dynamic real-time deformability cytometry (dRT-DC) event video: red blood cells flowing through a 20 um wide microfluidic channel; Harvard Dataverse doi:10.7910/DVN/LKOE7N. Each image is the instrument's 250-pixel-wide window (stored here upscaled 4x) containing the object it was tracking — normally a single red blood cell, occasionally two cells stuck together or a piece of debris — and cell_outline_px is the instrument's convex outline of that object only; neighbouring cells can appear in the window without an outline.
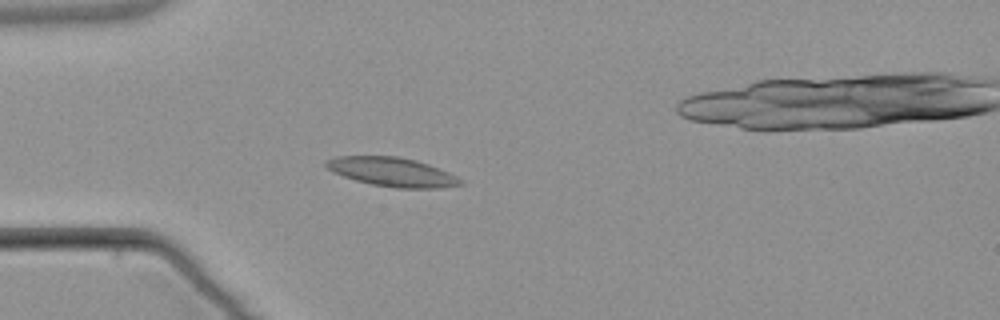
{"species": "common noctule bat (a hibernating species)", "species_latin": "Nyctalus noctula", "temperature_condition": "warm", "stored_images_in_passage": 5, "camera_frame_rate_fps": 3000, "um_per_image_px": 0.085, "animal": {"sex": "male", "body_mass_g": 21.5, "forearm_length_mm": 52.0}, "frame": {"image": 1, "passage_image": 4, "time_ms": 4.333, "image_size_px": [1000, 320], "cell_outline_px": [[464, 184], [440, 188], [396, 188], [372, 184], [356, 180], [332, 172], [324, 164], [324, 160], [336, 156], [396, 156], [416, 160], [440, 168], [464, 180]], "centroid_in_image_um": [33.34, 14.61], "position_along_channel_um": 51.7, "area_um2": 22.77}}